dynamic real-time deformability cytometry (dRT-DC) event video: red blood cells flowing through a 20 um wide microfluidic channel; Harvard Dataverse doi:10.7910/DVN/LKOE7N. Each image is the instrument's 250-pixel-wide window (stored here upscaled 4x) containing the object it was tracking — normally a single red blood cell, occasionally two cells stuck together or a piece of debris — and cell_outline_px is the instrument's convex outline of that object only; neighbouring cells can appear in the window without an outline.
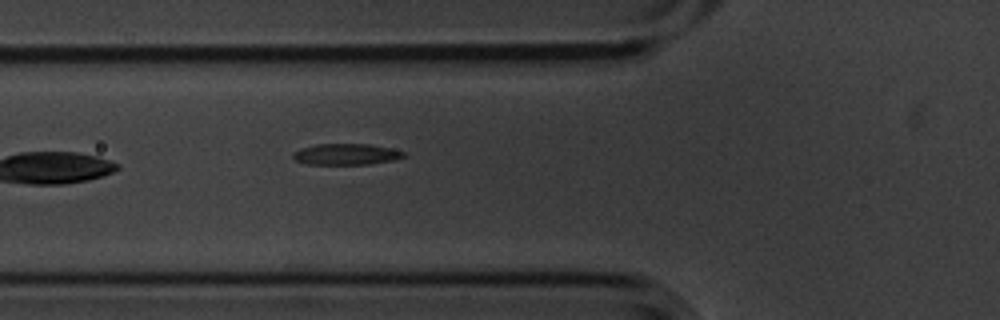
{"species": "common noctule bat (a hibernating species)", "species_latin": "Nyctalus noctula", "temperature_condition": "cold", "stored_images_in_passage": 4, "camera_frame_rate_fps": 3000, "um_per_image_px": 0.085, "animal": {"sex": "male", "body_mass_g": 20.1, "forearm_length_mm": 53.5}, "frame": {"image": 1, "passage_image": 4, "time_ms": 1.0, "image_size_px": [1000, 320], "cell_outline_px": [[408, 156], [392, 160], [368, 164], [308, 164], [296, 160], [292, 156], [292, 152], [300, 148], [316, 144], [368, 144], [388, 148], [404, 152]], "centroid_in_image_um": [29.39, 13.11], "position_along_channel_um": 96.4, "area_um2": 13.53}}